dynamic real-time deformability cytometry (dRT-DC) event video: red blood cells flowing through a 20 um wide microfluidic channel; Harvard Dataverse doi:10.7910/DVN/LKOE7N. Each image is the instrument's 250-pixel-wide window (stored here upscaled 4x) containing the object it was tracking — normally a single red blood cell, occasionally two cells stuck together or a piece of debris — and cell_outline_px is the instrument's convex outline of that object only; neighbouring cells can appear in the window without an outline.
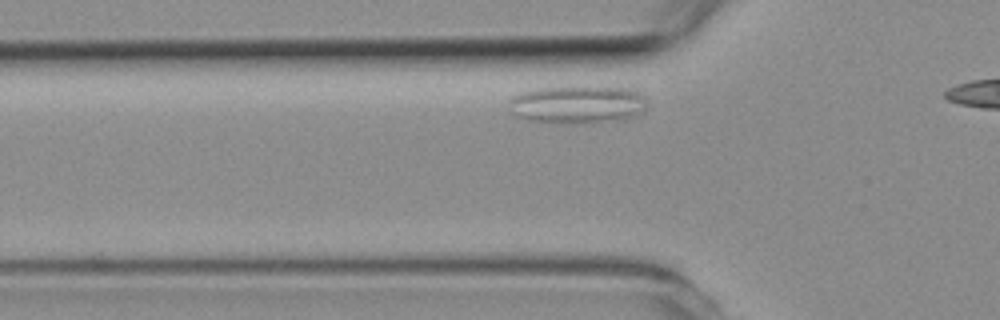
{"species": "common noctule bat (a hibernating species)", "species_latin": "Nyctalus noctula", "temperature_condition": "room temperature", "stored_images_in_passage": 7, "camera_frame_rate_fps": 3000, "um_per_image_px": 0.085, "animal": {"sex": "female", "body_mass_g": 19.3, "forearm_length_mm": 54.1}, "frame": {"image": 1, "passage_image": 3, "time_ms": 3.333, "image_size_px": [1000, 320], "cell_outline_px": [[644, 108], [628, 116], [616, 120], [600, 124], [580, 124], [528, 120], [512, 116], [508, 112], [508, 100], [512, 96], [520, 92], [536, 88], [580, 84], [592, 84], [620, 88], [636, 92], [644, 100]], "centroid_in_image_um": [48.91, 8.85], "position_along_channel_um": 76.9, "area_um2": 31.33}}
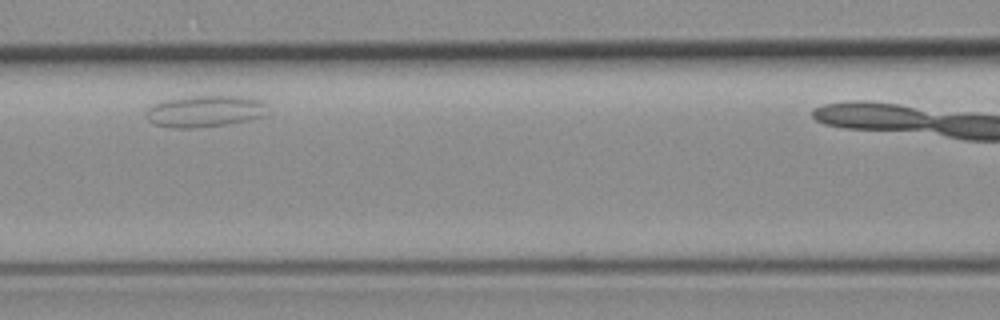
{"frame": {"image": 2, "passage_image": 5, "time_ms": 5.667, "image_size_px": [1000, 320], "cell_outline_px": [[268, 104], [264, 116], [248, 120], [228, 124], [200, 128], [168, 128], [152, 124], [148, 120], [148, 108], [152, 104], [160, 100], [184, 96], [252, 96], [264, 100]], "centroid_in_image_um": [17.44, 9.44], "position_along_channel_um": 149.2, "area_um2": 23.06}}
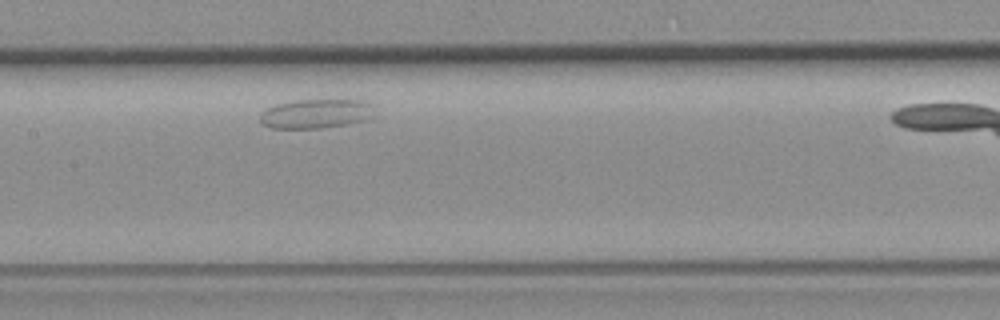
{"frame": {"image": 3, "passage_image": 6, "time_ms": 6.667, "image_size_px": [1000, 320], "cell_outline_px": [[376, 116], [368, 120], [348, 124], [324, 128], [272, 128], [264, 124], [260, 120], [260, 112], [276, 104], [296, 100], [364, 100], [372, 104]], "centroid_in_image_um": [26.93, 9.66], "position_along_channel_um": 180.5, "area_um2": 19.77}}